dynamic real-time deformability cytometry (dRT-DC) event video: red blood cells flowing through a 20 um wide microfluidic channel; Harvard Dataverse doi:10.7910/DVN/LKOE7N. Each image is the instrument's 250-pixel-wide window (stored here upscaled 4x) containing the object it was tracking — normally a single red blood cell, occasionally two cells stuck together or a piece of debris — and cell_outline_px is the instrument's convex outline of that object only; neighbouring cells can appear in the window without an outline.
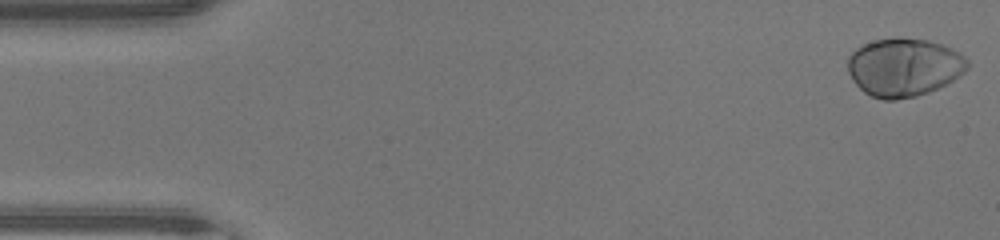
{"species": "human", "species_latin": "Homo sapiens", "temperature_condition": "warm", "stored_images_in_passage": 47, "camera_frame_rate_fps": 3000, "um_per_image_px": 0.085, "donor": {"sex": "male"}, "frame": {"image": 1, "passage_image": 1, "time_ms": 0.0, "image_size_px": [1000, 240], "cell_outline_px": [[968, 68], [964, 72], [952, 80], [928, 92], [916, 96], [896, 100], [884, 100], [872, 96], [864, 92], [852, 80], [848, 72], [848, 56], [856, 48], [864, 44], [876, 40], [928, 40], [944, 44], [960, 52], [968, 60]], "centroid_in_image_um": [76.84, 5.74], "position_along_channel_um": 8.2, "area_um2": 40.11}}
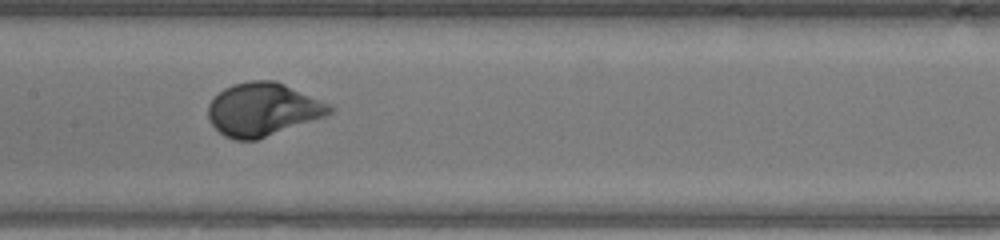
{"frame": {"image": 2, "passage_image": 23, "time_ms": 7.333, "image_size_px": [1000, 240], "cell_outline_px": [[336, 108], [332, 112], [324, 116], [256, 140], [236, 140], [224, 136], [212, 124], [208, 116], [208, 104], [224, 88], [232, 84], [252, 80], [276, 80], [332, 104]], "centroid_in_image_um": [22.36, 9.28], "position_along_channel_um": 185.0, "area_um2": 37.51}}
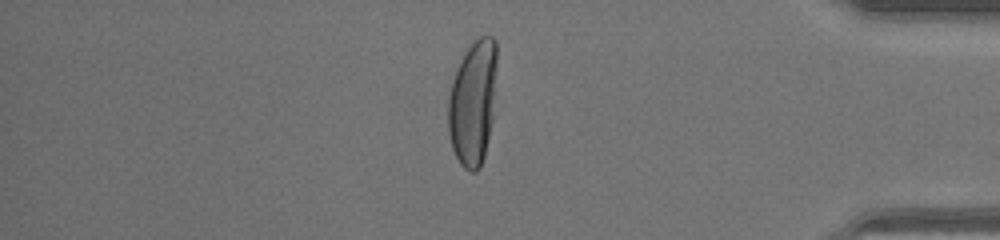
{"frame": {"image": 3, "passage_image": 40, "time_ms": 13.0, "image_size_px": [1000, 240], "cell_outline_px": [[496, 68], [492, 120], [484, 156], [480, 168], [476, 172], [468, 172], [460, 164], [452, 148], [448, 132], [448, 96], [452, 80], [460, 60], [464, 52], [480, 36], [492, 36], [496, 40]], "centroid_in_image_um": [40.18, 8.74], "position_along_channel_um": 395.0, "area_um2": 35.49}, "authors_computed_cell_mechanics": {"area_um2": 37.5122, "velocity_mm_per_s": 4.3195, "shape_relaxation_time_tau1_ms": 2.3247, "shape_relaxation_time_tau2_ms": null, "deformation_change_tau1": 0.1903, "deformation_change_tau2": null}}